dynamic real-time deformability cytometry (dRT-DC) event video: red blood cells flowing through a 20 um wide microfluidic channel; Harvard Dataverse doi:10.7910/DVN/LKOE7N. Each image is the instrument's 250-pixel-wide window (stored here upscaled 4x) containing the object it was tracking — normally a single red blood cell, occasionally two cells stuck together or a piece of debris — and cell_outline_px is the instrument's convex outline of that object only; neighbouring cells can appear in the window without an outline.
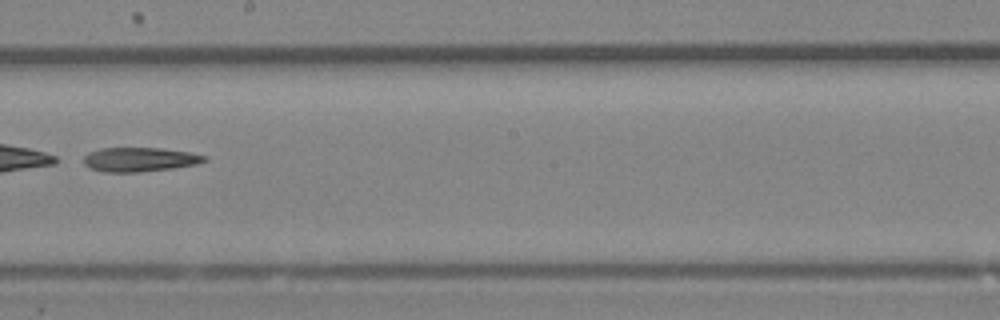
{"species": "Egyptian fruit bat (a non-hibernating species)", "species_latin": "Rousettus aegyptiacus", "temperature_condition": "room temperature", "stored_images_in_passage": 40, "camera_frame_rate_fps": 3000, "um_per_image_px": 0.085, "animal": {"sex": "female"}, "frame": {"image": 1, "passage_image": 23, "time_ms": 7.333, "image_size_px": [1000, 320], "cell_outline_px": [[208, 160], [196, 164], [172, 168], [140, 172], [100, 172], [88, 168], [84, 164], [84, 156], [88, 152], [100, 148], [160, 148], [188, 152], [208, 156]], "centroid_in_image_um": [11.83, 13.56], "position_along_channel_um": 236.4, "area_um2": 17.17}}